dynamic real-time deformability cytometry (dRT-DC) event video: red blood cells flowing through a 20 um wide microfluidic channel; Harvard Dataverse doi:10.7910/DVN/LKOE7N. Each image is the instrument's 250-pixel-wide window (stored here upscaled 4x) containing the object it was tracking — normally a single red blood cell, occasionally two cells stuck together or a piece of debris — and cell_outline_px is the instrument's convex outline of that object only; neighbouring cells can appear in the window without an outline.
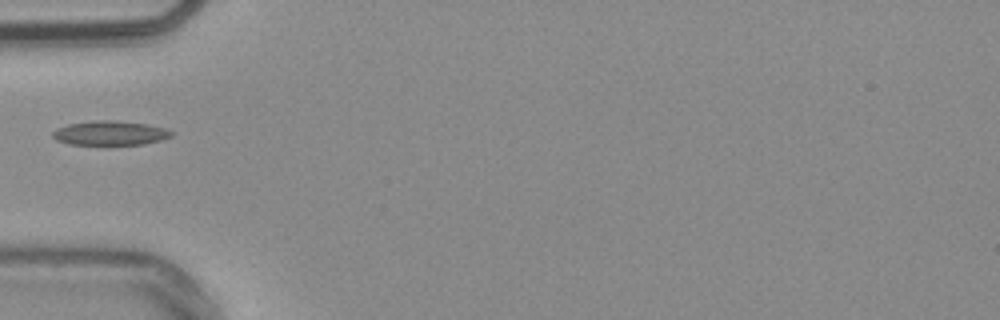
{"species": "common noctule bat (a hibernating species)", "species_latin": "Nyctalus noctula", "temperature_condition": "warm", "stored_images_in_passage": 21, "camera_frame_rate_fps": 3000, "um_per_image_px": 0.085, "animal": {"sex": "male", "body_mass_g": 20.4}, "frame": {"image": 1, "passage_image": 1, "time_ms": 0.0, "image_size_px": [1000, 320], "cell_outline_px": [[172, 136], [160, 140], [144, 144], [68, 144], [56, 140], [52, 136], [52, 132], [56, 128], [68, 124], [100, 120], [112, 120], [148, 124], [164, 128], [172, 132]], "centroid_in_image_um": [9.33, 11.31], "position_along_channel_um": 75.7, "area_um2": 16.65}}
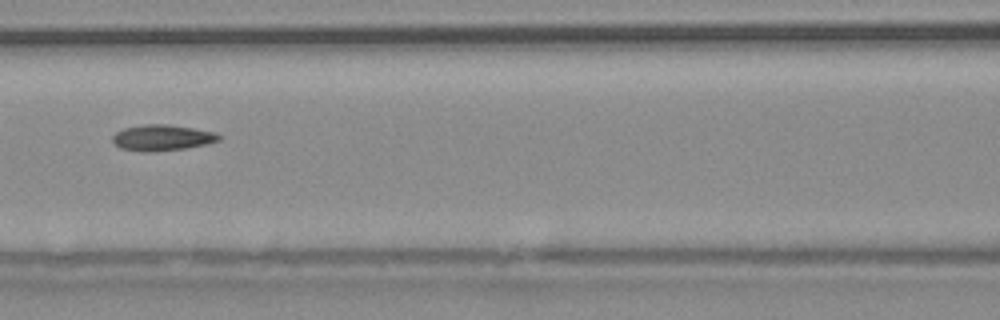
{"frame": {"image": 2, "passage_image": 7, "time_ms": 2.0, "image_size_px": [1000, 320], "cell_outline_px": [[220, 140], [208, 144], [184, 148], [120, 148], [112, 140], [112, 136], [116, 132], [124, 128], [144, 124], [168, 124], [216, 132], [220, 136]], "centroid_in_image_um": [13.85, 11.63], "position_along_channel_um": 152.8, "area_um2": 15.03}}